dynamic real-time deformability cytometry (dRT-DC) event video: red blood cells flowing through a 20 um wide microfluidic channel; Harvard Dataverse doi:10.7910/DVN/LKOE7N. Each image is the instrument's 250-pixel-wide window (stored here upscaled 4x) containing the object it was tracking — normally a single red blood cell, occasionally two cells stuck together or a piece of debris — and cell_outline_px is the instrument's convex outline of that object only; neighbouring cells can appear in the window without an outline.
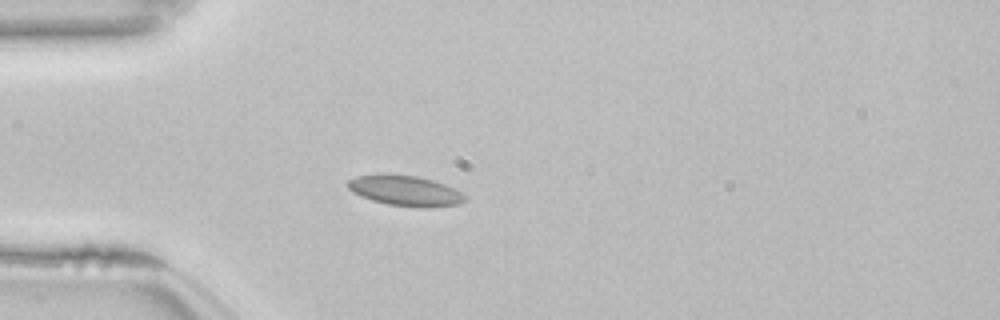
{"species": "common noctule bat (a hibernating species)", "species_latin": "Nyctalus noctula", "temperature_condition": "room temperature", "stored_images_in_passage": 40, "camera_frame_rate_fps": 3000, "um_per_image_px": 0.085, "animal": {"sex": "female", "body_mass_g": 22.7, "forearm_length_mm": 54.2}, "frame": {"image": 1, "passage_image": 1, "time_ms": 0.0, "image_size_px": [1000, 320], "cell_outline_px": [[468, 196], [460, 204], [428, 208], [424, 208], [388, 204], [372, 200], [360, 196], [352, 192], [348, 188], [348, 180], [356, 176], [416, 176], [432, 180], [444, 184]], "centroid_in_image_um": [34.48, 16.25], "position_along_channel_um": 50.5, "area_um2": 20.11}, "authors_computed_cell_mechanics": {"area_um2": 19.4786, "velocity_mm_per_s": 3.8167, "shape_relaxation_time_tau1_ms": 2.8416, "shape_relaxation_time_tau2_ms": 1.6881, "deformation_change_tau1": 0.068, "deformation_change_tau2": 0.0583}}